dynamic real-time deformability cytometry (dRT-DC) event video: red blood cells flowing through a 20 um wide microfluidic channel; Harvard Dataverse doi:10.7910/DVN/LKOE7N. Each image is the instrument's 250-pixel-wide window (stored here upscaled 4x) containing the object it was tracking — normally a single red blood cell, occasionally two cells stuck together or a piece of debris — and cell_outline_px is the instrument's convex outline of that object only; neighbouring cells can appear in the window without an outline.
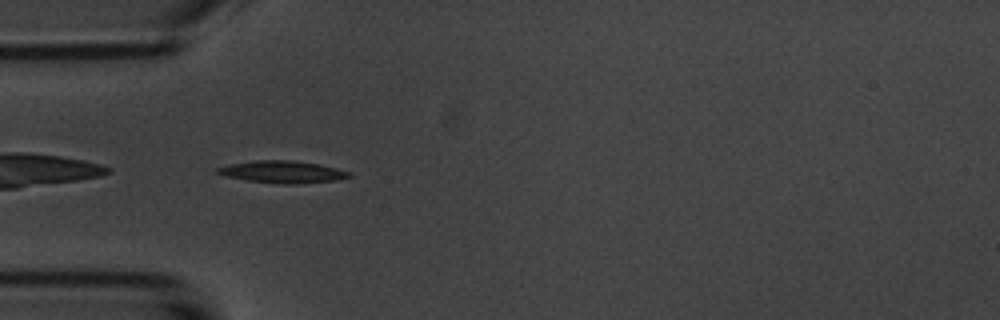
{"species": "common noctule bat (a hibernating species)", "species_latin": "Nyctalus noctula", "temperature_condition": "room temperature", "stored_images_in_passage": 39, "camera_frame_rate_fps": 3000, "um_per_image_px": 0.085, "animal": {"sex": "male", "body_mass_g": 20.1, "forearm_length_mm": 53.5}, "frame": {"image": 1, "passage_image": 1, "time_ms": 0.0, "image_size_px": [1000, 320], "cell_outline_px": [[352, 176], [336, 180], [292, 184], [284, 184], [248, 180], [224, 176], [216, 172], [216, 168], [228, 164], [256, 160], [292, 160], [320, 164], [352, 172]], "centroid_in_image_um": [24.01, 14.6], "position_along_channel_um": 61.0, "area_um2": 16.94}}
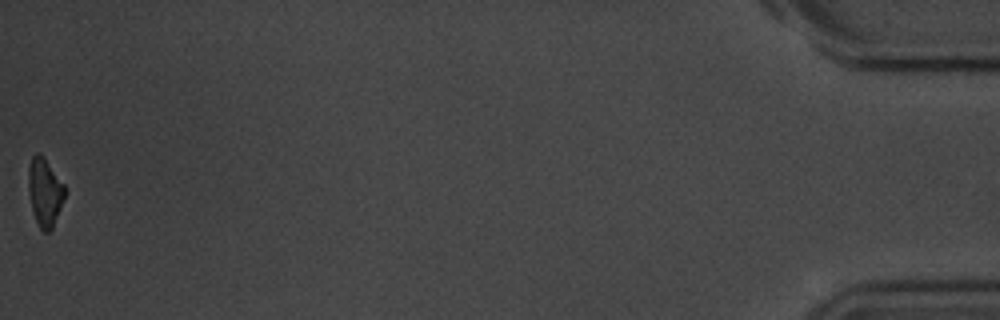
{"frame": {"image": 2, "passage_image": 39, "time_ms": 12.667, "image_size_px": [1000, 320], "cell_outline_px": [[64, 196], [60, 208], [52, 228], [48, 232], [44, 232], [40, 228], [36, 220], [32, 208], [28, 188], [28, 168], [32, 156], [36, 152], [44, 156], [64, 184]], "centroid_in_image_um": [3.79, 16.29], "position_along_channel_um": 431.4, "area_um2": 14.22}, "authors_computed_cell_mechanics": {"area_um2": 15.4326, "velocity_mm_per_s": 3.7217, "shape_relaxation_time_tau1_ms": 2.4053, "shape_relaxation_time_tau2_ms": 7.2768, "deformation_change_tau1": 0.1276, "deformation_change_tau2": 0.1722}}